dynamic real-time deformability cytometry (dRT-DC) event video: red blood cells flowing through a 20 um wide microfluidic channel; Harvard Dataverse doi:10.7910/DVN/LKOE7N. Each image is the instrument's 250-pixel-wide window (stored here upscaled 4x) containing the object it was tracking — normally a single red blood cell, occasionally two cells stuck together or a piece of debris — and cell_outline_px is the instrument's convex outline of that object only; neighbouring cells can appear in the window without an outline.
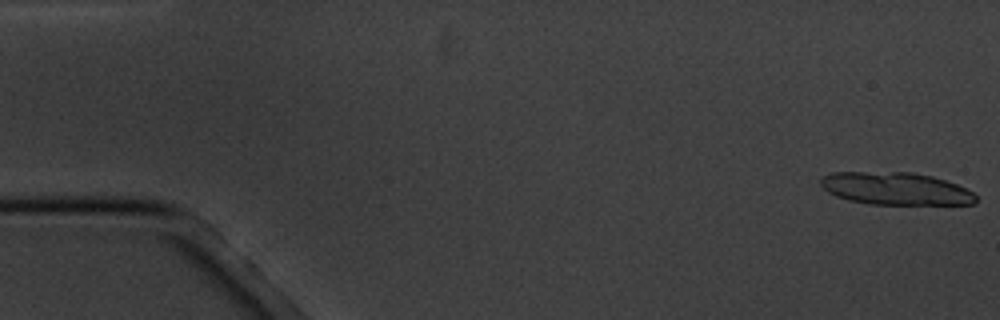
{"species": "common noctule bat (a hibernating species)", "species_latin": "Nyctalus noctula", "temperature_condition": "cold", "stored_images_in_passage": 17, "segment_of_instrument_passage": [1, 2], "camera_frame_rate_fps": 3000, "um_per_image_px": 0.085, "animal": {"sex": "male", "body_mass_g": 20.1, "forearm_length_mm": 53.5}, "frame": {"image": 1, "passage_image": 1, "time_ms": 0.0, "image_size_px": [1000, 320], "cell_outline_px": [[976, 204], [868, 204], [848, 200], [836, 196], [828, 192], [820, 184], [820, 176], [832, 172], [912, 172], [932, 176], [956, 184], [972, 192], [976, 196]], "centroid_in_image_um": [76.09, 16.03], "position_along_channel_um": 8.9, "area_um2": 29.42}}